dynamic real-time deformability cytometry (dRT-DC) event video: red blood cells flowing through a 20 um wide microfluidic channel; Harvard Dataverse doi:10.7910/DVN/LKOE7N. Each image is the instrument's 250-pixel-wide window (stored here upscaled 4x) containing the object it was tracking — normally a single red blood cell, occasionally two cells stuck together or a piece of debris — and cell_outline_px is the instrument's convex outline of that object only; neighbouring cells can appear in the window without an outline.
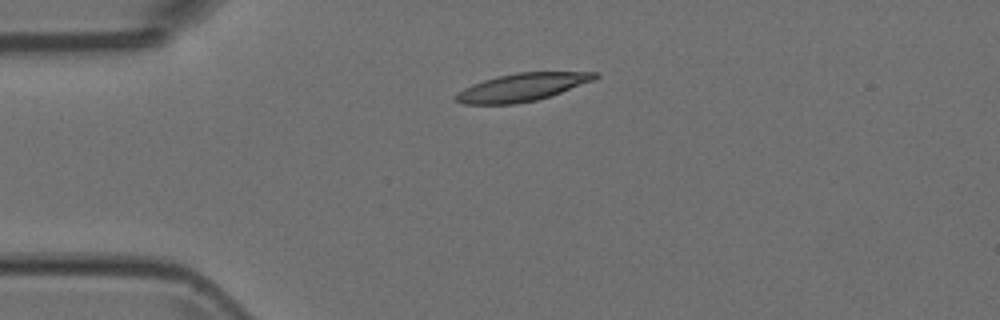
{"species": "Egyptian fruit bat (a non-hibernating species)", "species_latin": "Rousettus aegyptiacus", "temperature_condition": "room temperature", "stored_images_in_passage": 3, "camera_frame_rate_fps": 3000, "um_per_image_px": 0.085, "animal": {"sex": "female"}, "frame": {"image": 1, "passage_image": 1, "time_ms": 0.0, "image_size_px": [1000, 320], "cell_outline_px": [[600, 76], [592, 80], [552, 96], [536, 100], [516, 104], [464, 104], [456, 100], [452, 96], [464, 88], [472, 84], [496, 76], [516, 72], [600, 72]], "centroid_in_image_um": [44.36, 7.41], "position_along_channel_um": 40.6, "area_um2": 22.6}}